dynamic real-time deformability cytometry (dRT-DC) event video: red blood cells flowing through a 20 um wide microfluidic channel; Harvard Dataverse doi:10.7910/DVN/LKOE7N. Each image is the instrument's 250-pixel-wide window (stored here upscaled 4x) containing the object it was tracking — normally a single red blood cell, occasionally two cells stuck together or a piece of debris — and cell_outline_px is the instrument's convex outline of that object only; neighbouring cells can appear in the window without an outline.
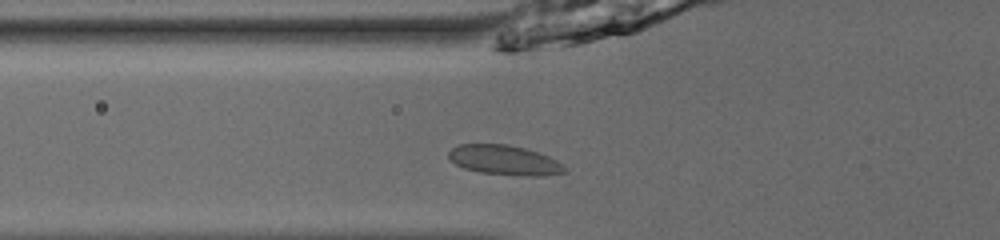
{"species": "common noctule bat (a hibernating species)", "species_latin": "Nyctalus noctula", "temperature_condition": "room temperature", "stored_images_in_passage": 36, "camera_frame_rate_fps": 3000, "um_per_image_px": 0.085, "animal": {"sex": "male", "body_mass_g": 13.0, "forearm_length_mm": 53.1}, "frame": {"image": 1, "passage_image": 4, "time_ms": 1.0, "image_size_px": [1000, 240], "cell_outline_px": [[568, 172], [544, 176], [528, 176], [480, 172], [464, 168], [448, 160], [448, 152], [452, 148], [460, 144], [508, 144], [524, 148], [548, 156], [556, 160]], "centroid_in_image_um": [42.85, 13.61], "position_along_channel_um": 83.0, "area_um2": 20.0}}
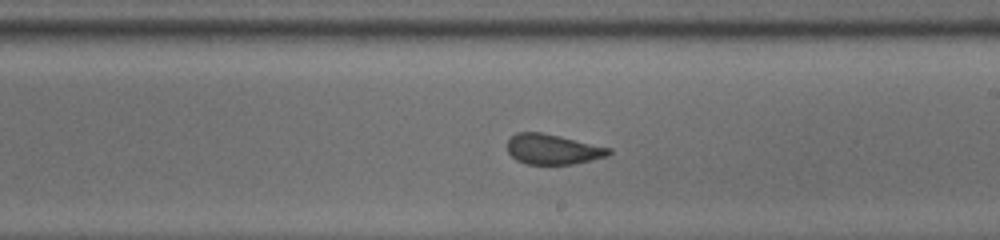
{"frame": {"image": 2, "passage_image": 16, "time_ms": 5.0, "image_size_px": [1000, 240], "cell_outline_px": [[612, 152], [608, 156], [572, 164], [528, 164], [516, 160], [508, 152], [508, 140], [516, 132], [540, 132], [560, 136], [612, 148]], "centroid_in_image_um": [47.0, 12.68], "position_along_channel_um": 242.0, "area_um2": 17.8}}
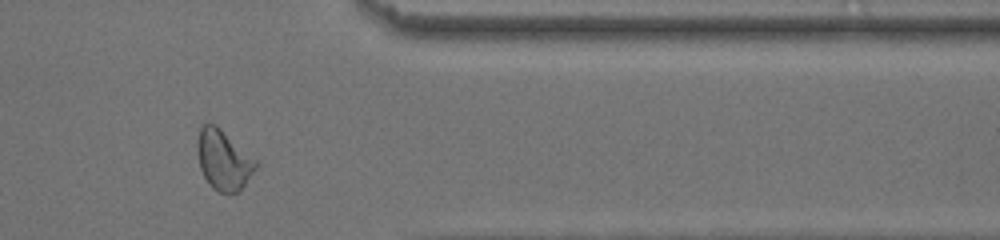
{"frame": {"image": 3, "passage_image": 28, "time_ms": 9.0, "image_size_px": [1000, 240], "cell_outline_px": [[260, 164], [244, 184], [236, 192], [220, 192], [212, 188], [204, 176], [200, 168], [196, 148], [196, 144], [200, 128], [204, 124], [216, 124], [256, 160]], "centroid_in_image_um": [18.98, 13.58], "position_along_channel_um": 392.4, "area_um2": 20.17}, "authors_computed_cell_mechanics": {"area_um2": 19.1318, "velocity_mm_per_s": 3.9514, "shape_relaxation_time_tau1_ms": null, "shape_relaxation_time_tau2_ms": 0.5811, "deformation_change_tau1": null, "deformation_change_tau2": 0.0771}}